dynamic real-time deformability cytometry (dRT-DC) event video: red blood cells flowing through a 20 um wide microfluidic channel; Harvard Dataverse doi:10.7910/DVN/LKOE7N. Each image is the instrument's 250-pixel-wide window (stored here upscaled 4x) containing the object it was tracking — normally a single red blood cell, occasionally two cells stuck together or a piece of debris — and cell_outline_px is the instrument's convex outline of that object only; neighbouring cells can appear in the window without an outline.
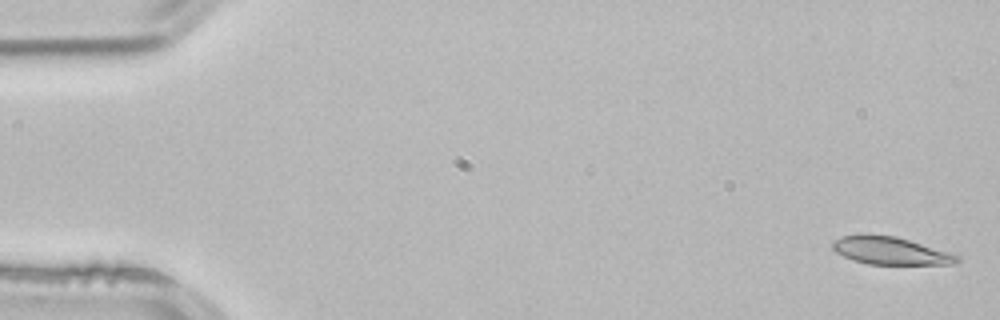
{"species": "common noctule bat (a hibernating species)", "species_latin": "Nyctalus noctula", "temperature_condition": "room temperature", "stored_images_in_passage": 5, "camera_frame_rate_fps": 3000, "um_per_image_px": 0.085, "animal": {"sex": "male", "body_mass_g": 21.5, "forearm_length_mm": 52.0}, "frame": {"image": 1, "passage_image": 1, "time_ms": 0.0, "image_size_px": [1000, 320], "cell_outline_px": [[960, 260], [956, 264], [868, 264], [852, 260], [836, 252], [832, 248], [832, 240], [840, 236], [860, 232], [896, 236], [956, 252], [960, 256]], "centroid_in_image_um": [75.72, 21.28], "position_along_channel_um": 9.3, "area_um2": 20.98}}
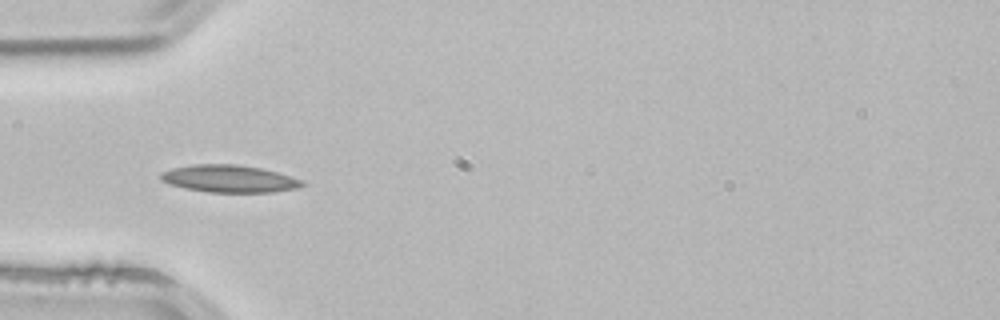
{"frame": {"image": 2, "passage_image": 4, "time_ms": 1.0, "image_size_px": [1000, 320], "cell_outline_px": [[304, 184], [300, 188], [272, 192], [208, 192], [184, 188], [168, 184], [160, 180], [160, 172], [172, 168], [196, 164], [236, 164], [260, 168], [276, 172], [300, 180]], "centroid_in_image_um": [19.42, 15.19], "position_along_channel_um": 65.6, "area_um2": 22.43}}